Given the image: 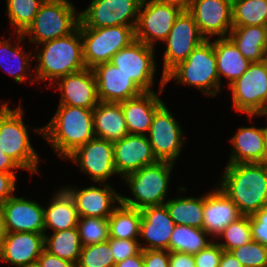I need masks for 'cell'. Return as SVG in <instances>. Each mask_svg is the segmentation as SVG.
Returning a JSON list of instances; mask_svg holds the SVG:
<instances>
[{
    "instance_id": "obj_1",
    "label": "cell",
    "mask_w": 267,
    "mask_h": 267,
    "mask_svg": "<svg viewBox=\"0 0 267 267\" xmlns=\"http://www.w3.org/2000/svg\"><path fill=\"white\" fill-rule=\"evenodd\" d=\"M61 159H66L77 148L95 137L93 109L58 105L47 125L35 127Z\"/></svg>"
},
{
    "instance_id": "obj_2",
    "label": "cell",
    "mask_w": 267,
    "mask_h": 267,
    "mask_svg": "<svg viewBox=\"0 0 267 267\" xmlns=\"http://www.w3.org/2000/svg\"><path fill=\"white\" fill-rule=\"evenodd\" d=\"M216 184L243 216L267 206V163L227 164Z\"/></svg>"
},
{
    "instance_id": "obj_3",
    "label": "cell",
    "mask_w": 267,
    "mask_h": 267,
    "mask_svg": "<svg viewBox=\"0 0 267 267\" xmlns=\"http://www.w3.org/2000/svg\"><path fill=\"white\" fill-rule=\"evenodd\" d=\"M37 46L33 52V60L37 62L33 68L36 82L50 81L52 85L63 76L86 68L79 26L67 36Z\"/></svg>"
},
{
    "instance_id": "obj_4",
    "label": "cell",
    "mask_w": 267,
    "mask_h": 267,
    "mask_svg": "<svg viewBox=\"0 0 267 267\" xmlns=\"http://www.w3.org/2000/svg\"><path fill=\"white\" fill-rule=\"evenodd\" d=\"M19 104L14 109L6 101L0 105V148L32 176L40 173V156L31 145L29 125L24 122V110Z\"/></svg>"
},
{
    "instance_id": "obj_5",
    "label": "cell",
    "mask_w": 267,
    "mask_h": 267,
    "mask_svg": "<svg viewBox=\"0 0 267 267\" xmlns=\"http://www.w3.org/2000/svg\"><path fill=\"white\" fill-rule=\"evenodd\" d=\"M173 166L175 163L157 161L126 175L122 180L131 190L133 198L121 195V203L138 210L163 205L168 200L166 196Z\"/></svg>"
},
{
    "instance_id": "obj_6",
    "label": "cell",
    "mask_w": 267,
    "mask_h": 267,
    "mask_svg": "<svg viewBox=\"0 0 267 267\" xmlns=\"http://www.w3.org/2000/svg\"><path fill=\"white\" fill-rule=\"evenodd\" d=\"M212 39L205 40L189 54L185 61L174 67L165 76L166 85L173 79L177 84L200 90L203 95L216 97L220 93V81L216 66L214 38Z\"/></svg>"
},
{
    "instance_id": "obj_7",
    "label": "cell",
    "mask_w": 267,
    "mask_h": 267,
    "mask_svg": "<svg viewBox=\"0 0 267 267\" xmlns=\"http://www.w3.org/2000/svg\"><path fill=\"white\" fill-rule=\"evenodd\" d=\"M79 21V13L71 0H45L23 36H28L33 45H39L69 35Z\"/></svg>"
},
{
    "instance_id": "obj_8",
    "label": "cell",
    "mask_w": 267,
    "mask_h": 267,
    "mask_svg": "<svg viewBox=\"0 0 267 267\" xmlns=\"http://www.w3.org/2000/svg\"><path fill=\"white\" fill-rule=\"evenodd\" d=\"M83 58L86 68L93 69L96 65L110 62L113 55L135 40V27L109 26L88 28L80 21Z\"/></svg>"
},
{
    "instance_id": "obj_9",
    "label": "cell",
    "mask_w": 267,
    "mask_h": 267,
    "mask_svg": "<svg viewBox=\"0 0 267 267\" xmlns=\"http://www.w3.org/2000/svg\"><path fill=\"white\" fill-rule=\"evenodd\" d=\"M227 88L236 112L246 115L267 113V59L250 63L247 70Z\"/></svg>"
},
{
    "instance_id": "obj_10",
    "label": "cell",
    "mask_w": 267,
    "mask_h": 267,
    "mask_svg": "<svg viewBox=\"0 0 267 267\" xmlns=\"http://www.w3.org/2000/svg\"><path fill=\"white\" fill-rule=\"evenodd\" d=\"M179 121L163 103L155 112L147 134L153 153L158 161L175 163L186 140Z\"/></svg>"
},
{
    "instance_id": "obj_11",
    "label": "cell",
    "mask_w": 267,
    "mask_h": 267,
    "mask_svg": "<svg viewBox=\"0 0 267 267\" xmlns=\"http://www.w3.org/2000/svg\"><path fill=\"white\" fill-rule=\"evenodd\" d=\"M205 40L207 39L200 33L193 16L183 10L163 42L166 48L163 53L162 75L166 76L180 62L185 61Z\"/></svg>"
},
{
    "instance_id": "obj_12",
    "label": "cell",
    "mask_w": 267,
    "mask_h": 267,
    "mask_svg": "<svg viewBox=\"0 0 267 267\" xmlns=\"http://www.w3.org/2000/svg\"><path fill=\"white\" fill-rule=\"evenodd\" d=\"M155 48L134 40L119 50L111 59V63L120 71L131 77L144 91L152 92L157 71Z\"/></svg>"
},
{
    "instance_id": "obj_13",
    "label": "cell",
    "mask_w": 267,
    "mask_h": 267,
    "mask_svg": "<svg viewBox=\"0 0 267 267\" xmlns=\"http://www.w3.org/2000/svg\"><path fill=\"white\" fill-rule=\"evenodd\" d=\"M182 11L175 5L156 0H142L134 29L135 39L155 48L156 41H165Z\"/></svg>"
},
{
    "instance_id": "obj_14",
    "label": "cell",
    "mask_w": 267,
    "mask_h": 267,
    "mask_svg": "<svg viewBox=\"0 0 267 267\" xmlns=\"http://www.w3.org/2000/svg\"><path fill=\"white\" fill-rule=\"evenodd\" d=\"M142 0H91L79 11L80 22L88 28L133 26L138 20Z\"/></svg>"
},
{
    "instance_id": "obj_15",
    "label": "cell",
    "mask_w": 267,
    "mask_h": 267,
    "mask_svg": "<svg viewBox=\"0 0 267 267\" xmlns=\"http://www.w3.org/2000/svg\"><path fill=\"white\" fill-rule=\"evenodd\" d=\"M65 160L79 165L82 173H85L95 183H106L109 178L115 176L113 142L94 137L84 145L77 148Z\"/></svg>"
},
{
    "instance_id": "obj_16",
    "label": "cell",
    "mask_w": 267,
    "mask_h": 267,
    "mask_svg": "<svg viewBox=\"0 0 267 267\" xmlns=\"http://www.w3.org/2000/svg\"><path fill=\"white\" fill-rule=\"evenodd\" d=\"M0 213L4 233L45 234L44 207L35 200L14 194L0 205Z\"/></svg>"
},
{
    "instance_id": "obj_17",
    "label": "cell",
    "mask_w": 267,
    "mask_h": 267,
    "mask_svg": "<svg viewBox=\"0 0 267 267\" xmlns=\"http://www.w3.org/2000/svg\"><path fill=\"white\" fill-rule=\"evenodd\" d=\"M187 11L207 40L228 37L233 28L230 0H192Z\"/></svg>"
},
{
    "instance_id": "obj_18",
    "label": "cell",
    "mask_w": 267,
    "mask_h": 267,
    "mask_svg": "<svg viewBox=\"0 0 267 267\" xmlns=\"http://www.w3.org/2000/svg\"><path fill=\"white\" fill-rule=\"evenodd\" d=\"M97 185L79 189L71 185L63 187L73 198L78 217L108 218L121 203V194L114 190L109 181Z\"/></svg>"
},
{
    "instance_id": "obj_19",
    "label": "cell",
    "mask_w": 267,
    "mask_h": 267,
    "mask_svg": "<svg viewBox=\"0 0 267 267\" xmlns=\"http://www.w3.org/2000/svg\"><path fill=\"white\" fill-rule=\"evenodd\" d=\"M50 86H57L60 91L58 105L94 109L100 102L96 77L90 68L63 76Z\"/></svg>"
},
{
    "instance_id": "obj_20",
    "label": "cell",
    "mask_w": 267,
    "mask_h": 267,
    "mask_svg": "<svg viewBox=\"0 0 267 267\" xmlns=\"http://www.w3.org/2000/svg\"><path fill=\"white\" fill-rule=\"evenodd\" d=\"M115 171L121 179L157 162L147 135L128 134L113 142Z\"/></svg>"
},
{
    "instance_id": "obj_21",
    "label": "cell",
    "mask_w": 267,
    "mask_h": 267,
    "mask_svg": "<svg viewBox=\"0 0 267 267\" xmlns=\"http://www.w3.org/2000/svg\"><path fill=\"white\" fill-rule=\"evenodd\" d=\"M45 249V234L31 232L4 233L0 261L15 267L36 262Z\"/></svg>"
},
{
    "instance_id": "obj_22",
    "label": "cell",
    "mask_w": 267,
    "mask_h": 267,
    "mask_svg": "<svg viewBox=\"0 0 267 267\" xmlns=\"http://www.w3.org/2000/svg\"><path fill=\"white\" fill-rule=\"evenodd\" d=\"M139 244L141 250H169L171 234L176 226L165 206L157 205L141 210ZM143 238V241L140 239ZM145 244V245H143Z\"/></svg>"
},
{
    "instance_id": "obj_23",
    "label": "cell",
    "mask_w": 267,
    "mask_h": 267,
    "mask_svg": "<svg viewBox=\"0 0 267 267\" xmlns=\"http://www.w3.org/2000/svg\"><path fill=\"white\" fill-rule=\"evenodd\" d=\"M99 101L122 102L135 98L144 91L111 62L98 64L93 68Z\"/></svg>"
},
{
    "instance_id": "obj_24",
    "label": "cell",
    "mask_w": 267,
    "mask_h": 267,
    "mask_svg": "<svg viewBox=\"0 0 267 267\" xmlns=\"http://www.w3.org/2000/svg\"><path fill=\"white\" fill-rule=\"evenodd\" d=\"M159 83L158 93L144 92L135 98L120 102L129 134H148L156 110L164 103L159 96L166 86L164 75H161Z\"/></svg>"
},
{
    "instance_id": "obj_25",
    "label": "cell",
    "mask_w": 267,
    "mask_h": 267,
    "mask_svg": "<svg viewBox=\"0 0 267 267\" xmlns=\"http://www.w3.org/2000/svg\"><path fill=\"white\" fill-rule=\"evenodd\" d=\"M242 216L236 204L217 185L214 191L205 193L202 228L212 239Z\"/></svg>"
},
{
    "instance_id": "obj_26",
    "label": "cell",
    "mask_w": 267,
    "mask_h": 267,
    "mask_svg": "<svg viewBox=\"0 0 267 267\" xmlns=\"http://www.w3.org/2000/svg\"><path fill=\"white\" fill-rule=\"evenodd\" d=\"M231 154L228 164L265 163L264 127L241 126L230 139Z\"/></svg>"
},
{
    "instance_id": "obj_27",
    "label": "cell",
    "mask_w": 267,
    "mask_h": 267,
    "mask_svg": "<svg viewBox=\"0 0 267 267\" xmlns=\"http://www.w3.org/2000/svg\"><path fill=\"white\" fill-rule=\"evenodd\" d=\"M15 43H11V38H6L0 40V69L6 71L8 75L13 76L16 83L26 82V79L31 81L30 83H35V77H31V64L33 63V52H26L24 48L21 47V41L26 38L21 33H16ZM14 44V45H13ZM14 63V64H13ZM3 67V68H2ZM29 70V71H28ZM30 72L28 74V72Z\"/></svg>"
},
{
    "instance_id": "obj_28",
    "label": "cell",
    "mask_w": 267,
    "mask_h": 267,
    "mask_svg": "<svg viewBox=\"0 0 267 267\" xmlns=\"http://www.w3.org/2000/svg\"><path fill=\"white\" fill-rule=\"evenodd\" d=\"M93 118L95 137L115 142L129 134L120 102L100 101Z\"/></svg>"
},
{
    "instance_id": "obj_29",
    "label": "cell",
    "mask_w": 267,
    "mask_h": 267,
    "mask_svg": "<svg viewBox=\"0 0 267 267\" xmlns=\"http://www.w3.org/2000/svg\"><path fill=\"white\" fill-rule=\"evenodd\" d=\"M55 191L48 206H44L45 235L49 229L55 232L77 228L79 217L73 198L63 187Z\"/></svg>"
},
{
    "instance_id": "obj_30",
    "label": "cell",
    "mask_w": 267,
    "mask_h": 267,
    "mask_svg": "<svg viewBox=\"0 0 267 267\" xmlns=\"http://www.w3.org/2000/svg\"><path fill=\"white\" fill-rule=\"evenodd\" d=\"M214 51L221 90L222 76L227 79L229 86L247 70L251 62L242 55L229 37L214 40Z\"/></svg>"
},
{
    "instance_id": "obj_31",
    "label": "cell",
    "mask_w": 267,
    "mask_h": 267,
    "mask_svg": "<svg viewBox=\"0 0 267 267\" xmlns=\"http://www.w3.org/2000/svg\"><path fill=\"white\" fill-rule=\"evenodd\" d=\"M228 37L251 63L267 59V26H233Z\"/></svg>"
},
{
    "instance_id": "obj_32",
    "label": "cell",
    "mask_w": 267,
    "mask_h": 267,
    "mask_svg": "<svg viewBox=\"0 0 267 267\" xmlns=\"http://www.w3.org/2000/svg\"><path fill=\"white\" fill-rule=\"evenodd\" d=\"M170 218L176 225H186L202 228L204 195L200 197L170 198L165 203Z\"/></svg>"
},
{
    "instance_id": "obj_33",
    "label": "cell",
    "mask_w": 267,
    "mask_h": 267,
    "mask_svg": "<svg viewBox=\"0 0 267 267\" xmlns=\"http://www.w3.org/2000/svg\"><path fill=\"white\" fill-rule=\"evenodd\" d=\"M141 210L122 203L108 217L109 236L116 239H139Z\"/></svg>"
},
{
    "instance_id": "obj_34",
    "label": "cell",
    "mask_w": 267,
    "mask_h": 267,
    "mask_svg": "<svg viewBox=\"0 0 267 267\" xmlns=\"http://www.w3.org/2000/svg\"><path fill=\"white\" fill-rule=\"evenodd\" d=\"M203 228L176 225L169 242V252H184L195 255L206 248L214 239Z\"/></svg>"
},
{
    "instance_id": "obj_35",
    "label": "cell",
    "mask_w": 267,
    "mask_h": 267,
    "mask_svg": "<svg viewBox=\"0 0 267 267\" xmlns=\"http://www.w3.org/2000/svg\"><path fill=\"white\" fill-rule=\"evenodd\" d=\"M45 249L61 259L77 263L82 249L77 228L45 235Z\"/></svg>"
},
{
    "instance_id": "obj_36",
    "label": "cell",
    "mask_w": 267,
    "mask_h": 267,
    "mask_svg": "<svg viewBox=\"0 0 267 267\" xmlns=\"http://www.w3.org/2000/svg\"><path fill=\"white\" fill-rule=\"evenodd\" d=\"M267 26V0H233L232 26Z\"/></svg>"
},
{
    "instance_id": "obj_37",
    "label": "cell",
    "mask_w": 267,
    "mask_h": 267,
    "mask_svg": "<svg viewBox=\"0 0 267 267\" xmlns=\"http://www.w3.org/2000/svg\"><path fill=\"white\" fill-rule=\"evenodd\" d=\"M45 0H6V13L11 27L23 34L32 24L40 5Z\"/></svg>"
},
{
    "instance_id": "obj_38",
    "label": "cell",
    "mask_w": 267,
    "mask_h": 267,
    "mask_svg": "<svg viewBox=\"0 0 267 267\" xmlns=\"http://www.w3.org/2000/svg\"><path fill=\"white\" fill-rule=\"evenodd\" d=\"M218 239L225 240L217 242ZM217 240L216 243L228 252L249 243L252 240L249 216H242L237 221L230 223L217 236Z\"/></svg>"
},
{
    "instance_id": "obj_39",
    "label": "cell",
    "mask_w": 267,
    "mask_h": 267,
    "mask_svg": "<svg viewBox=\"0 0 267 267\" xmlns=\"http://www.w3.org/2000/svg\"><path fill=\"white\" fill-rule=\"evenodd\" d=\"M77 230L82 246L102 243L110 237L108 218L79 217Z\"/></svg>"
},
{
    "instance_id": "obj_40",
    "label": "cell",
    "mask_w": 267,
    "mask_h": 267,
    "mask_svg": "<svg viewBox=\"0 0 267 267\" xmlns=\"http://www.w3.org/2000/svg\"><path fill=\"white\" fill-rule=\"evenodd\" d=\"M77 267H114L115 261L108 241L82 246Z\"/></svg>"
},
{
    "instance_id": "obj_41",
    "label": "cell",
    "mask_w": 267,
    "mask_h": 267,
    "mask_svg": "<svg viewBox=\"0 0 267 267\" xmlns=\"http://www.w3.org/2000/svg\"><path fill=\"white\" fill-rule=\"evenodd\" d=\"M244 267H267V246L251 240L230 251Z\"/></svg>"
},
{
    "instance_id": "obj_42",
    "label": "cell",
    "mask_w": 267,
    "mask_h": 267,
    "mask_svg": "<svg viewBox=\"0 0 267 267\" xmlns=\"http://www.w3.org/2000/svg\"><path fill=\"white\" fill-rule=\"evenodd\" d=\"M107 241L109 242L115 264L141 251L139 239H116L109 237Z\"/></svg>"
},
{
    "instance_id": "obj_43",
    "label": "cell",
    "mask_w": 267,
    "mask_h": 267,
    "mask_svg": "<svg viewBox=\"0 0 267 267\" xmlns=\"http://www.w3.org/2000/svg\"><path fill=\"white\" fill-rule=\"evenodd\" d=\"M252 240L267 246V206L249 215Z\"/></svg>"
},
{
    "instance_id": "obj_44",
    "label": "cell",
    "mask_w": 267,
    "mask_h": 267,
    "mask_svg": "<svg viewBox=\"0 0 267 267\" xmlns=\"http://www.w3.org/2000/svg\"><path fill=\"white\" fill-rule=\"evenodd\" d=\"M223 249L214 240L194 256L196 267H219Z\"/></svg>"
},
{
    "instance_id": "obj_45",
    "label": "cell",
    "mask_w": 267,
    "mask_h": 267,
    "mask_svg": "<svg viewBox=\"0 0 267 267\" xmlns=\"http://www.w3.org/2000/svg\"><path fill=\"white\" fill-rule=\"evenodd\" d=\"M143 267H169L168 250H143Z\"/></svg>"
},
{
    "instance_id": "obj_46",
    "label": "cell",
    "mask_w": 267,
    "mask_h": 267,
    "mask_svg": "<svg viewBox=\"0 0 267 267\" xmlns=\"http://www.w3.org/2000/svg\"><path fill=\"white\" fill-rule=\"evenodd\" d=\"M17 178L16 174L0 172V205L14 196Z\"/></svg>"
},
{
    "instance_id": "obj_47",
    "label": "cell",
    "mask_w": 267,
    "mask_h": 267,
    "mask_svg": "<svg viewBox=\"0 0 267 267\" xmlns=\"http://www.w3.org/2000/svg\"><path fill=\"white\" fill-rule=\"evenodd\" d=\"M37 261L42 267H77L76 263L61 259L46 249L43 250Z\"/></svg>"
},
{
    "instance_id": "obj_48",
    "label": "cell",
    "mask_w": 267,
    "mask_h": 267,
    "mask_svg": "<svg viewBox=\"0 0 267 267\" xmlns=\"http://www.w3.org/2000/svg\"><path fill=\"white\" fill-rule=\"evenodd\" d=\"M169 267H196L194 256L184 252H169Z\"/></svg>"
},
{
    "instance_id": "obj_49",
    "label": "cell",
    "mask_w": 267,
    "mask_h": 267,
    "mask_svg": "<svg viewBox=\"0 0 267 267\" xmlns=\"http://www.w3.org/2000/svg\"><path fill=\"white\" fill-rule=\"evenodd\" d=\"M17 169L22 168L0 148V172L16 174Z\"/></svg>"
},
{
    "instance_id": "obj_50",
    "label": "cell",
    "mask_w": 267,
    "mask_h": 267,
    "mask_svg": "<svg viewBox=\"0 0 267 267\" xmlns=\"http://www.w3.org/2000/svg\"><path fill=\"white\" fill-rule=\"evenodd\" d=\"M143 250H141L138 254L126 258L125 260L118 262L114 265V267H143Z\"/></svg>"
},
{
    "instance_id": "obj_51",
    "label": "cell",
    "mask_w": 267,
    "mask_h": 267,
    "mask_svg": "<svg viewBox=\"0 0 267 267\" xmlns=\"http://www.w3.org/2000/svg\"><path fill=\"white\" fill-rule=\"evenodd\" d=\"M219 267H244L235 256L228 251L222 253Z\"/></svg>"
},
{
    "instance_id": "obj_52",
    "label": "cell",
    "mask_w": 267,
    "mask_h": 267,
    "mask_svg": "<svg viewBox=\"0 0 267 267\" xmlns=\"http://www.w3.org/2000/svg\"><path fill=\"white\" fill-rule=\"evenodd\" d=\"M180 7L182 10H188L192 0H156Z\"/></svg>"
},
{
    "instance_id": "obj_53",
    "label": "cell",
    "mask_w": 267,
    "mask_h": 267,
    "mask_svg": "<svg viewBox=\"0 0 267 267\" xmlns=\"http://www.w3.org/2000/svg\"><path fill=\"white\" fill-rule=\"evenodd\" d=\"M262 116H265L267 118V113L261 115H247V117H249V119L251 120L254 119V117L257 118ZM264 131H265V163H267V126L264 127Z\"/></svg>"
},
{
    "instance_id": "obj_54",
    "label": "cell",
    "mask_w": 267,
    "mask_h": 267,
    "mask_svg": "<svg viewBox=\"0 0 267 267\" xmlns=\"http://www.w3.org/2000/svg\"><path fill=\"white\" fill-rule=\"evenodd\" d=\"M3 234H4V232H3L1 213H0V247H1V243H2Z\"/></svg>"
},
{
    "instance_id": "obj_55",
    "label": "cell",
    "mask_w": 267,
    "mask_h": 267,
    "mask_svg": "<svg viewBox=\"0 0 267 267\" xmlns=\"http://www.w3.org/2000/svg\"><path fill=\"white\" fill-rule=\"evenodd\" d=\"M27 267H42V266L38 261H36V262L29 264Z\"/></svg>"
}]
</instances>
